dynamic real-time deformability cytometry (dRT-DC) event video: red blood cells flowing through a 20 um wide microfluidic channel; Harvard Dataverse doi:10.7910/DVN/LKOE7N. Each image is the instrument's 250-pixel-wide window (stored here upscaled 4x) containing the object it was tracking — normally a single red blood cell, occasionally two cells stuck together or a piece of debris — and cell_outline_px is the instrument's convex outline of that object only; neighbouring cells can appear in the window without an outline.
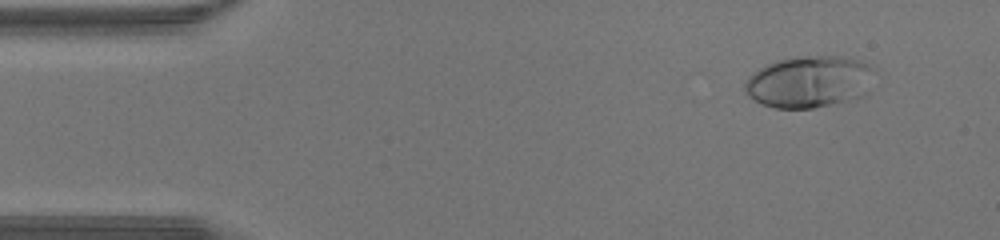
{"species": "human", "species_latin": "Homo sapiens", "temperature_condition": "warm", "stored_images_in_passage": 42, "camera_frame_rate_fps": 3000, "um_per_image_px": 0.085, "donor": {"sex": "male"}, "frame": {"image": 1, "passage_image": 4, "time_ms": 1.0, "image_size_px": [1000, 240], "cell_outline_px": [[868, 68], [840, 100], [828, 104], [812, 108], [776, 108], [760, 104], [748, 96], [744, 88], [744, 84], [760, 68], [776, 60], [796, 56], [840, 56], [864, 60]], "centroid_in_image_um": [68.38, 6.9], "position_along_channel_um": 16.6, "area_um2": 35.49}}
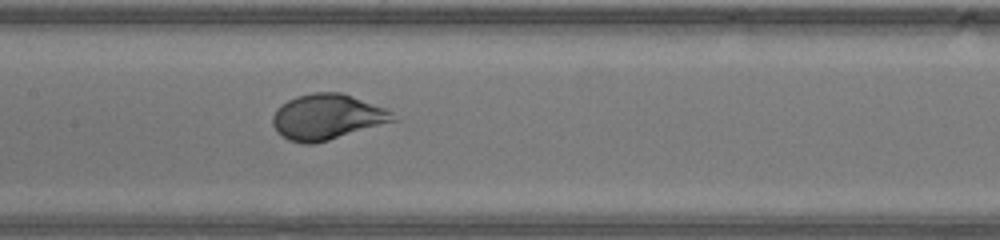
{"frame": {"image": 2, "passage_image": 20, "time_ms": 6.333, "image_size_px": [1000, 240], "cell_outline_px": [[400, 120], [328, 140], [312, 144], [304, 144], [288, 140], [272, 124], [272, 116], [276, 108], [280, 104], [296, 96], [312, 92], [340, 92], [388, 108]], "centroid_in_image_um": [27.84, 9.93], "position_along_channel_um": 179.6, "area_um2": 32.14}}
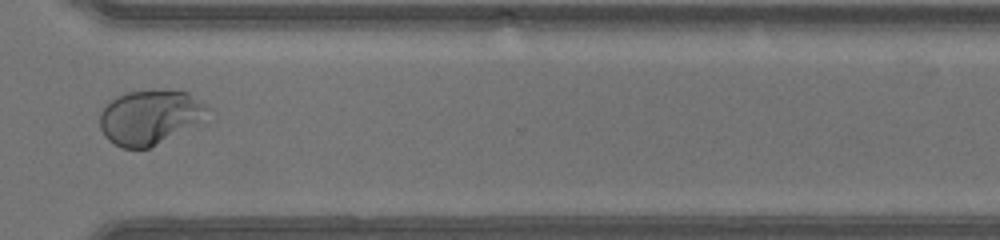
{"frame": {"image": 3, "passage_image": 31, "time_ms": 10.0, "image_size_px": [1000, 240], "cell_outline_px": [[212, 108], [192, 124], [148, 148], [120, 148], [108, 140], [104, 136], [100, 128], [100, 112], [116, 96], [124, 92], [188, 92]], "centroid_in_image_um": [12.65, 9.96], "position_along_channel_um": 358.0, "area_um2": 32.89}}